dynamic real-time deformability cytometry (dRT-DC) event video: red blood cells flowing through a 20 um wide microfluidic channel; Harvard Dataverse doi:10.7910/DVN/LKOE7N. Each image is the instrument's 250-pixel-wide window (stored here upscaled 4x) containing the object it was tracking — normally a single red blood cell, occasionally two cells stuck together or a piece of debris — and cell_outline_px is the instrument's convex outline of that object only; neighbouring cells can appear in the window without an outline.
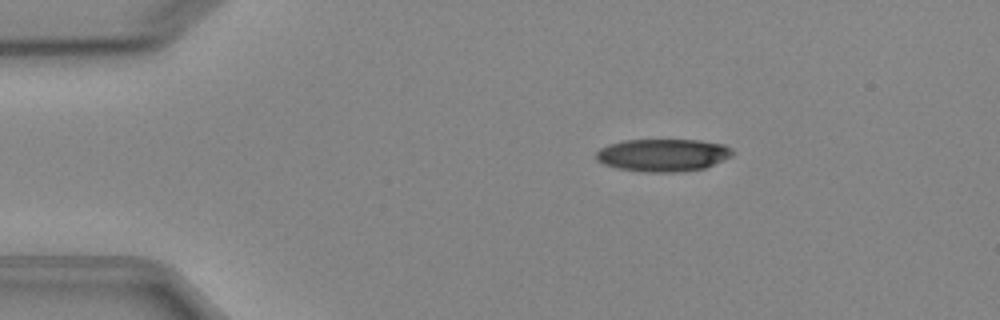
{"species": "Egyptian fruit bat (a non-hibernating species)", "species_latin": "Rousettus aegyptiacus", "temperature_condition": "cold", "stored_images_in_passage": 4, "camera_frame_rate_fps": 3000, "um_per_image_px": 0.085, "animal": {"sex": "female"}, "frame": {"image": 1, "passage_image": 3, "time_ms": 2.333, "image_size_px": [1000, 320], "cell_outline_px": [[732, 156], [704, 168], [680, 172], [648, 172], [616, 168], [604, 164], [596, 160], [596, 152], [600, 148], [608, 144], [624, 140], [700, 140], [724, 144], [732, 148]], "centroid_in_image_um": [56.34, 13.18], "position_along_channel_um": 28.7, "area_um2": 25.95}}